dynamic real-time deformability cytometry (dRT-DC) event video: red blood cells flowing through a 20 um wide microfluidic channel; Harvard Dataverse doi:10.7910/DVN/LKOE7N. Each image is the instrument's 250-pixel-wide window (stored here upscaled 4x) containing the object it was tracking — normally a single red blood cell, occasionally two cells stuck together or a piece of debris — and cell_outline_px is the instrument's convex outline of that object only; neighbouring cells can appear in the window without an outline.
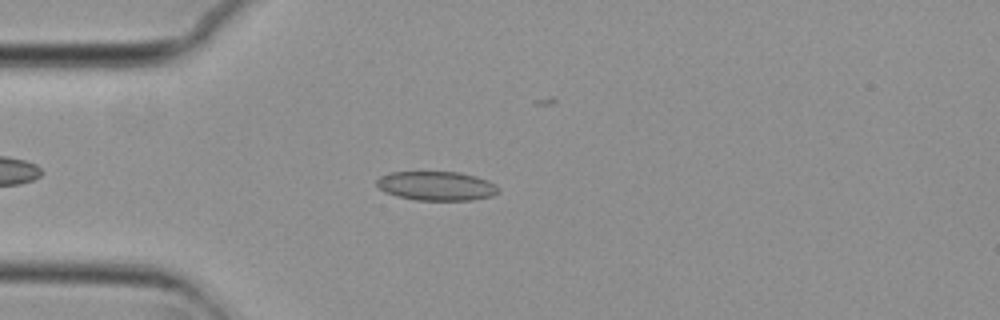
{"species": "common noctule bat (a hibernating species)", "species_latin": "Nyctalus noctula", "temperature_condition": "cold", "stored_images_in_passage": 42, "camera_frame_rate_fps": 3000, "um_per_image_px": 0.085, "animal": {"sex": "female", "body_mass_g": 29.2, "forearm_length_mm": 56.3}, "frame": {"image": 1, "passage_image": 1, "time_ms": 0.0, "image_size_px": [1000, 320], "cell_outline_px": [[500, 192], [492, 196], [472, 200], [416, 200], [396, 196], [384, 192], [376, 184], [376, 180], [380, 176], [388, 172], [460, 172], [476, 176], [488, 180], [496, 184], [500, 188]], "centroid_in_image_um": [37.12, 15.8], "position_along_channel_um": 47.9, "area_um2": 20.92}}
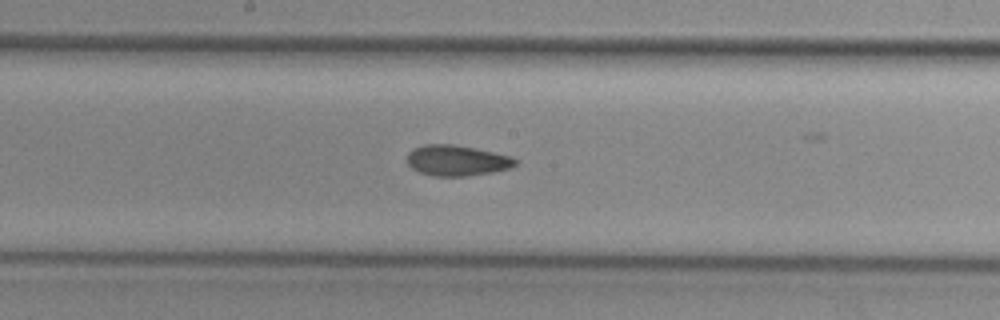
{"frame": {"image": 2, "passage_image": 15, "time_ms": 4.667, "image_size_px": [1000, 320], "cell_outline_px": [[516, 164], [512, 168], [492, 172], [468, 176], [432, 176], [420, 172], [412, 168], [408, 164], [408, 152], [424, 144], [452, 144], [512, 156], [516, 160]], "centroid_in_image_um": [38.84, 13.65], "position_along_channel_um": 209.4, "area_um2": 19.19}}
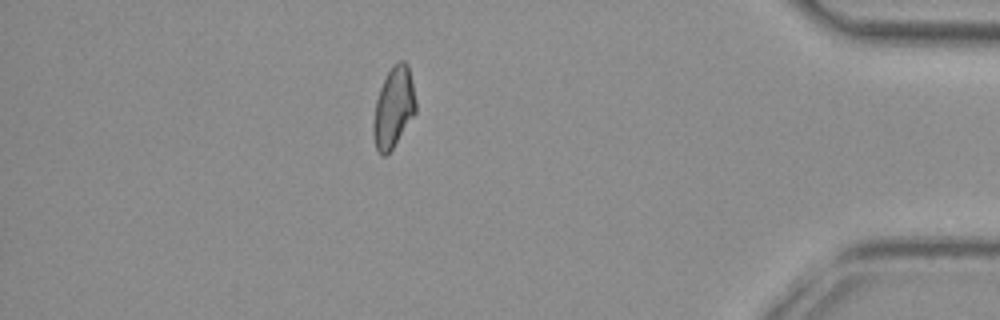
{"frame": {"image": 3, "passage_image": 34, "time_ms": 11.0, "image_size_px": [1000, 320], "cell_outline_px": [[416, 112], [392, 148], [384, 156], [380, 156], [376, 148], [372, 136], [372, 124], [376, 100], [380, 88], [392, 64], [396, 60], [404, 60], [408, 64], [416, 100]], "centroid_in_image_um": [33.44, 9.12], "position_along_channel_um": 401.8, "area_um2": 20.0}, "authors_computed_cell_mechanics": {"area_um2": 20.0277, "velocity_mm_per_s": 3.7437, "shape_relaxation_time_tau1_ms": null, "shape_relaxation_time_tau2_ms": 6.0545, "deformation_change_tau1": null, "deformation_change_tau2": 0.1254}}